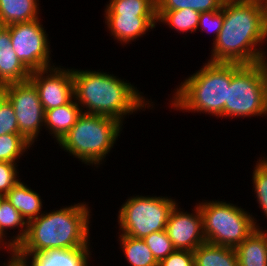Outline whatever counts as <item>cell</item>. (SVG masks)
I'll list each match as a JSON object with an SVG mask.
<instances>
[{"mask_svg":"<svg viewBox=\"0 0 267 266\" xmlns=\"http://www.w3.org/2000/svg\"><path fill=\"white\" fill-rule=\"evenodd\" d=\"M1 266H10V258L7 257V262L2 263Z\"/></svg>","mask_w":267,"mask_h":266,"instance_id":"d590c367","label":"cell"},{"mask_svg":"<svg viewBox=\"0 0 267 266\" xmlns=\"http://www.w3.org/2000/svg\"><path fill=\"white\" fill-rule=\"evenodd\" d=\"M178 207L172 209L165 230L175 249L194 251L206 242L201 211L197 203L192 213Z\"/></svg>","mask_w":267,"mask_h":266,"instance_id":"7c38bea8","label":"cell"},{"mask_svg":"<svg viewBox=\"0 0 267 266\" xmlns=\"http://www.w3.org/2000/svg\"><path fill=\"white\" fill-rule=\"evenodd\" d=\"M224 0H156V11L192 9L198 12L219 10Z\"/></svg>","mask_w":267,"mask_h":266,"instance_id":"484cf974","label":"cell"},{"mask_svg":"<svg viewBox=\"0 0 267 266\" xmlns=\"http://www.w3.org/2000/svg\"><path fill=\"white\" fill-rule=\"evenodd\" d=\"M30 75L12 48L9 28L0 25V81L4 85L21 83L28 81Z\"/></svg>","mask_w":267,"mask_h":266,"instance_id":"9a60e30c","label":"cell"},{"mask_svg":"<svg viewBox=\"0 0 267 266\" xmlns=\"http://www.w3.org/2000/svg\"><path fill=\"white\" fill-rule=\"evenodd\" d=\"M5 87V85L0 81V92Z\"/></svg>","mask_w":267,"mask_h":266,"instance_id":"ab89813d","label":"cell"},{"mask_svg":"<svg viewBox=\"0 0 267 266\" xmlns=\"http://www.w3.org/2000/svg\"><path fill=\"white\" fill-rule=\"evenodd\" d=\"M223 4L219 10L201 12L197 30L201 32L213 33V43L216 41L219 32L223 26ZM215 35V36H214Z\"/></svg>","mask_w":267,"mask_h":266,"instance_id":"f546056e","label":"cell"},{"mask_svg":"<svg viewBox=\"0 0 267 266\" xmlns=\"http://www.w3.org/2000/svg\"><path fill=\"white\" fill-rule=\"evenodd\" d=\"M1 93L14 108L19 134L34 146L42 127L44 128L45 117L36 87L28 80L5 85Z\"/></svg>","mask_w":267,"mask_h":266,"instance_id":"30bf717a","label":"cell"},{"mask_svg":"<svg viewBox=\"0 0 267 266\" xmlns=\"http://www.w3.org/2000/svg\"><path fill=\"white\" fill-rule=\"evenodd\" d=\"M5 198H6V196L4 194L0 193V208H1V203Z\"/></svg>","mask_w":267,"mask_h":266,"instance_id":"8d00e7d4","label":"cell"},{"mask_svg":"<svg viewBox=\"0 0 267 266\" xmlns=\"http://www.w3.org/2000/svg\"><path fill=\"white\" fill-rule=\"evenodd\" d=\"M259 229H261V231L265 234V240L267 244V230H263V227H259Z\"/></svg>","mask_w":267,"mask_h":266,"instance_id":"74e56055","label":"cell"},{"mask_svg":"<svg viewBox=\"0 0 267 266\" xmlns=\"http://www.w3.org/2000/svg\"><path fill=\"white\" fill-rule=\"evenodd\" d=\"M29 81L36 87L44 111L67 104L74 97L72 68L59 65L32 71Z\"/></svg>","mask_w":267,"mask_h":266,"instance_id":"8fae6325","label":"cell"},{"mask_svg":"<svg viewBox=\"0 0 267 266\" xmlns=\"http://www.w3.org/2000/svg\"><path fill=\"white\" fill-rule=\"evenodd\" d=\"M104 16H157L156 0H109Z\"/></svg>","mask_w":267,"mask_h":266,"instance_id":"cb8c5ba5","label":"cell"},{"mask_svg":"<svg viewBox=\"0 0 267 266\" xmlns=\"http://www.w3.org/2000/svg\"><path fill=\"white\" fill-rule=\"evenodd\" d=\"M27 225L28 223L21 216L20 212L17 211L5 198L2 201L0 208V239L3 240L13 251H15L26 237ZM8 229H18V232L12 237L9 235L10 233H8Z\"/></svg>","mask_w":267,"mask_h":266,"instance_id":"ac0fdd59","label":"cell"},{"mask_svg":"<svg viewBox=\"0 0 267 266\" xmlns=\"http://www.w3.org/2000/svg\"><path fill=\"white\" fill-rule=\"evenodd\" d=\"M104 18L109 34L121 45L139 40L151 32L157 24V16H104Z\"/></svg>","mask_w":267,"mask_h":266,"instance_id":"5bb4252c","label":"cell"},{"mask_svg":"<svg viewBox=\"0 0 267 266\" xmlns=\"http://www.w3.org/2000/svg\"><path fill=\"white\" fill-rule=\"evenodd\" d=\"M30 144L21 134L0 136V161L19 163L20 157L31 149Z\"/></svg>","mask_w":267,"mask_h":266,"instance_id":"d4e9b609","label":"cell"},{"mask_svg":"<svg viewBox=\"0 0 267 266\" xmlns=\"http://www.w3.org/2000/svg\"><path fill=\"white\" fill-rule=\"evenodd\" d=\"M171 196L133 195L121 204L118 211V233L141 238L166 229L169 215L178 203Z\"/></svg>","mask_w":267,"mask_h":266,"instance_id":"ba28073f","label":"cell"},{"mask_svg":"<svg viewBox=\"0 0 267 266\" xmlns=\"http://www.w3.org/2000/svg\"><path fill=\"white\" fill-rule=\"evenodd\" d=\"M200 70L185 78L168 101L175 111L209 114L225 118V102L232 78V63H203Z\"/></svg>","mask_w":267,"mask_h":266,"instance_id":"277c9868","label":"cell"},{"mask_svg":"<svg viewBox=\"0 0 267 266\" xmlns=\"http://www.w3.org/2000/svg\"><path fill=\"white\" fill-rule=\"evenodd\" d=\"M118 234L117 241L130 266H158V262L143 239Z\"/></svg>","mask_w":267,"mask_h":266,"instance_id":"7402d4cb","label":"cell"},{"mask_svg":"<svg viewBox=\"0 0 267 266\" xmlns=\"http://www.w3.org/2000/svg\"><path fill=\"white\" fill-rule=\"evenodd\" d=\"M4 134H19V127L12 104L0 92V136Z\"/></svg>","mask_w":267,"mask_h":266,"instance_id":"f1b7e54d","label":"cell"},{"mask_svg":"<svg viewBox=\"0 0 267 266\" xmlns=\"http://www.w3.org/2000/svg\"><path fill=\"white\" fill-rule=\"evenodd\" d=\"M224 22L209 62L255 64L266 59L267 25L263 0H224Z\"/></svg>","mask_w":267,"mask_h":266,"instance_id":"6da1fadb","label":"cell"},{"mask_svg":"<svg viewBox=\"0 0 267 266\" xmlns=\"http://www.w3.org/2000/svg\"><path fill=\"white\" fill-rule=\"evenodd\" d=\"M82 109L73 97L67 104L45 111L44 129L58 143L75 125Z\"/></svg>","mask_w":267,"mask_h":266,"instance_id":"2e32d148","label":"cell"},{"mask_svg":"<svg viewBox=\"0 0 267 266\" xmlns=\"http://www.w3.org/2000/svg\"><path fill=\"white\" fill-rule=\"evenodd\" d=\"M41 19L8 25L12 48L19 60L32 72L54 67L50 41Z\"/></svg>","mask_w":267,"mask_h":266,"instance_id":"9c48e42d","label":"cell"},{"mask_svg":"<svg viewBox=\"0 0 267 266\" xmlns=\"http://www.w3.org/2000/svg\"><path fill=\"white\" fill-rule=\"evenodd\" d=\"M143 240L158 263L175 250L166 230L153 232Z\"/></svg>","mask_w":267,"mask_h":266,"instance_id":"83f0119b","label":"cell"},{"mask_svg":"<svg viewBox=\"0 0 267 266\" xmlns=\"http://www.w3.org/2000/svg\"><path fill=\"white\" fill-rule=\"evenodd\" d=\"M263 63H264V67H265V70H266V73H267V57H266V59L263 61Z\"/></svg>","mask_w":267,"mask_h":266,"instance_id":"f35d334b","label":"cell"},{"mask_svg":"<svg viewBox=\"0 0 267 266\" xmlns=\"http://www.w3.org/2000/svg\"><path fill=\"white\" fill-rule=\"evenodd\" d=\"M5 196L27 223L44 212L41 195L23 181L18 182Z\"/></svg>","mask_w":267,"mask_h":266,"instance_id":"e0dca14e","label":"cell"},{"mask_svg":"<svg viewBox=\"0 0 267 266\" xmlns=\"http://www.w3.org/2000/svg\"><path fill=\"white\" fill-rule=\"evenodd\" d=\"M2 251L5 249L7 251V254H9V257H12L14 255V251L3 241L0 239V250Z\"/></svg>","mask_w":267,"mask_h":266,"instance_id":"836d02e7","label":"cell"},{"mask_svg":"<svg viewBox=\"0 0 267 266\" xmlns=\"http://www.w3.org/2000/svg\"><path fill=\"white\" fill-rule=\"evenodd\" d=\"M197 204L207 243L235 249L260 227L252 213L229 201L202 199Z\"/></svg>","mask_w":267,"mask_h":266,"instance_id":"8992f818","label":"cell"},{"mask_svg":"<svg viewBox=\"0 0 267 266\" xmlns=\"http://www.w3.org/2000/svg\"><path fill=\"white\" fill-rule=\"evenodd\" d=\"M73 204L50 212L45 210L39 217L29 221L26 237L14 254H38L49 249L89 245L91 208L84 201Z\"/></svg>","mask_w":267,"mask_h":266,"instance_id":"3957f363","label":"cell"},{"mask_svg":"<svg viewBox=\"0 0 267 266\" xmlns=\"http://www.w3.org/2000/svg\"><path fill=\"white\" fill-rule=\"evenodd\" d=\"M194 266H239L234 248L203 243L193 251Z\"/></svg>","mask_w":267,"mask_h":266,"instance_id":"44dd1931","label":"cell"},{"mask_svg":"<svg viewBox=\"0 0 267 266\" xmlns=\"http://www.w3.org/2000/svg\"><path fill=\"white\" fill-rule=\"evenodd\" d=\"M158 266H194L193 251L175 249Z\"/></svg>","mask_w":267,"mask_h":266,"instance_id":"1f68e13d","label":"cell"},{"mask_svg":"<svg viewBox=\"0 0 267 266\" xmlns=\"http://www.w3.org/2000/svg\"><path fill=\"white\" fill-rule=\"evenodd\" d=\"M267 116V73L264 63H232L225 118Z\"/></svg>","mask_w":267,"mask_h":266,"instance_id":"52a82bcc","label":"cell"},{"mask_svg":"<svg viewBox=\"0 0 267 266\" xmlns=\"http://www.w3.org/2000/svg\"><path fill=\"white\" fill-rule=\"evenodd\" d=\"M18 164L0 161V193L6 195L18 182Z\"/></svg>","mask_w":267,"mask_h":266,"instance_id":"4dcf8cb0","label":"cell"},{"mask_svg":"<svg viewBox=\"0 0 267 266\" xmlns=\"http://www.w3.org/2000/svg\"><path fill=\"white\" fill-rule=\"evenodd\" d=\"M118 120L82 113L75 125L57 143L82 164L100 167L111 152L124 127Z\"/></svg>","mask_w":267,"mask_h":266,"instance_id":"5b68a950","label":"cell"},{"mask_svg":"<svg viewBox=\"0 0 267 266\" xmlns=\"http://www.w3.org/2000/svg\"><path fill=\"white\" fill-rule=\"evenodd\" d=\"M90 245L71 249H49L38 254H14L27 266H90Z\"/></svg>","mask_w":267,"mask_h":266,"instance_id":"4fadbf2b","label":"cell"},{"mask_svg":"<svg viewBox=\"0 0 267 266\" xmlns=\"http://www.w3.org/2000/svg\"><path fill=\"white\" fill-rule=\"evenodd\" d=\"M252 172L253 192L256 194V202L261 213H264L267 219V156L259 157Z\"/></svg>","mask_w":267,"mask_h":266,"instance_id":"4316f807","label":"cell"},{"mask_svg":"<svg viewBox=\"0 0 267 266\" xmlns=\"http://www.w3.org/2000/svg\"><path fill=\"white\" fill-rule=\"evenodd\" d=\"M239 266H267L265 234L257 228L236 248Z\"/></svg>","mask_w":267,"mask_h":266,"instance_id":"d6986e66","label":"cell"},{"mask_svg":"<svg viewBox=\"0 0 267 266\" xmlns=\"http://www.w3.org/2000/svg\"><path fill=\"white\" fill-rule=\"evenodd\" d=\"M157 23L165 24L177 33L185 34L197 32L200 12L192 9H179L174 11H156Z\"/></svg>","mask_w":267,"mask_h":266,"instance_id":"603a6c76","label":"cell"},{"mask_svg":"<svg viewBox=\"0 0 267 266\" xmlns=\"http://www.w3.org/2000/svg\"><path fill=\"white\" fill-rule=\"evenodd\" d=\"M264 3V10H265V20H266V25H267V0H263Z\"/></svg>","mask_w":267,"mask_h":266,"instance_id":"e575fe53","label":"cell"},{"mask_svg":"<svg viewBox=\"0 0 267 266\" xmlns=\"http://www.w3.org/2000/svg\"><path fill=\"white\" fill-rule=\"evenodd\" d=\"M72 73L74 98L83 113L111 117L123 124L129 115L145 108L155 109V102L146 99L143 92L121 77L103 70H78L74 67Z\"/></svg>","mask_w":267,"mask_h":266,"instance_id":"7a4b0ae2","label":"cell"},{"mask_svg":"<svg viewBox=\"0 0 267 266\" xmlns=\"http://www.w3.org/2000/svg\"><path fill=\"white\" fill-rule=\"evenodd\" d=\"M10 266H27V265L21 259L13 255L12 257H10Z\"/></svg>","mask_w":267,"mask_h":266,"instance_id":"d6a6232c","label":"cell"},{"mask_svg":"<svg viewBox=\"0 0 267 266\" xmlns=\"http://www.w3.org/2000/svg\"><path fill=\"white\" fill-rule=\"evenodd\" d=\"M39 0H0V25L40 19Z\"/></svg>","mask_w":267,"mask_h":266,"instance_id":"ffe728a7","label":"cell"}]
</instances>
